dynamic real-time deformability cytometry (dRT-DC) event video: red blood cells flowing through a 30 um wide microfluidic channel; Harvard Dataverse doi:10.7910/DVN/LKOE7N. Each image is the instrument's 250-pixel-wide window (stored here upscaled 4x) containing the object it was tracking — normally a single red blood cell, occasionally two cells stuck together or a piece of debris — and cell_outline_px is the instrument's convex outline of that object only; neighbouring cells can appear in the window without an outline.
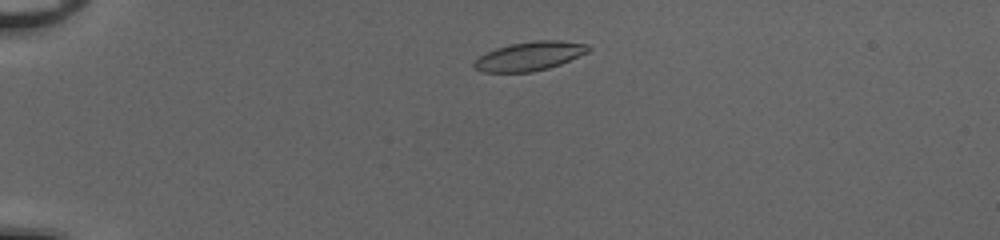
{"species": "common noctule bat (a hibernating species)", "species_latin": "Nyctalus noctula", "temperature_condition": "cold", "stored_images_in_passage": 41, "camera_frame_rate_fps": 3000, "um_per_image_px": 0.085, "animal": {"sex": "female", "body_mass_g": 20.0, "forearm_length_mm": 54.0}, "frame": {"image": 1, "passage_image": 2, "time_ms": 0.333, "image_size_px": [1000, 240], "cell_outline_px": [[592, 48], [588, 52], [560, 64], [548, 68], [532, 72], [484, 72], [472, 68], [472, 64], [480, 56], [496, 48], [508, 44], [536, 40], [560, 40], [588, 44]], "centroid_in_image_um": [45.02, 4.76], "position_along_channel_um": 40.0, "area_um2": 19.31}}
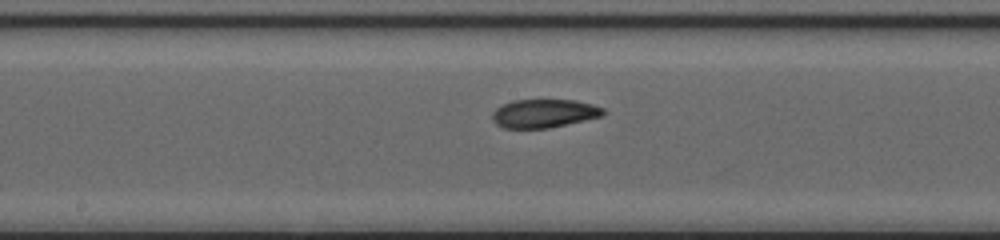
{"frame": {"image": 2, "passage_image": 18, "time_ms": 5.667, "image_size_px": [1000, 240], "cell_outline_px": [[608, 112], [604, 116], [548, 128], [504, 128], [496, 124], [492, 120], [492, 112], [496, 108], [512, 100], [576, 100], [592, 104], [604, 108]], "centroid_in_image_um": [46.27, 9.64], "position_along_channel_um": 201.9, "area_um2": 18.55}}
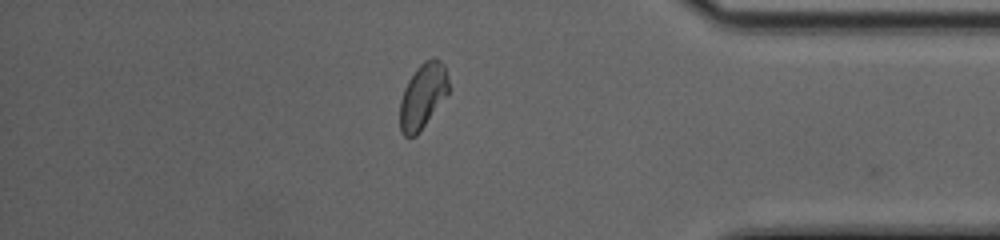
{"frame": {"image": 3, "passage_image": 34, "time_ms": 11.0, "image_size_px": [1000, 240], "cell_outline_px": [[448, 92], [420, 132], [416, 136], [404, 136], [400, 132], [400, 100], [404, 88], [408, 80], [416, 68], [424, 60], [432, 56], [436, 56], [444, 64], [448, 76]], "centroid_in_image_um": [35.93, 8.12], "position_along_channel_um": 399.3, "area_um2": 18.61}, "authors_computed_cell_mechanics": {"area_um2": 18.7272, "velocity_mm_per_s": 4.082, "shape_relaxation_time_tau1_ms": 7.5869, "shape_relaxation_time_tau2_ms": 2.112, "deformation_change_tau1": 0.1525, "deformation_change_tau2": 0.0722}}